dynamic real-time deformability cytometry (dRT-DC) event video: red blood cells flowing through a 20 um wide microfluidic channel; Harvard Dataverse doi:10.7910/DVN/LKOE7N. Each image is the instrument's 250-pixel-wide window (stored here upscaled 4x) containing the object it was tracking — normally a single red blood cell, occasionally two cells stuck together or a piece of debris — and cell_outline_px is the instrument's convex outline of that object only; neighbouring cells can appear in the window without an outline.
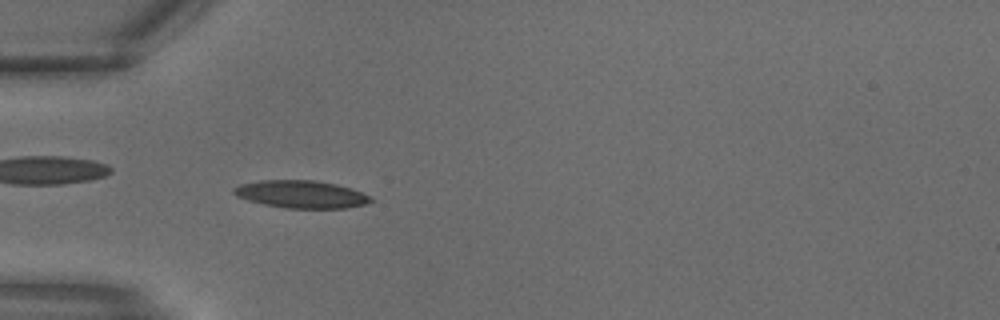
{"species": "common noctule bat (a hibernating species)", "species_latin": "Nyctalus noctula", "temperature_condition": "warm", "stored_images_in_passage": 5, "camera_frame_rate_fps": 3000, "um_per_image_px": 0.085, "animal": {"sex": "male", "body_mass_g": 18.8}, "frame": {"image": 1, "passage_image": 3, "time_ms": 0.667, "image_size_px": [1000, 320], "cell_outline_px": [[372, 200], [368, 204], [344, 208], [288, 208], [264, 204], [248, 200], [236, 196], [232, 192], [232, 188], [240, 184], [260, 180], [312, 180], [336, 184], [352, 188], [368, 196]], "centroid_in_image_um": [25.57, 16.51], "position_along_channel_um": 59.4, "area_um2": 21.91}}
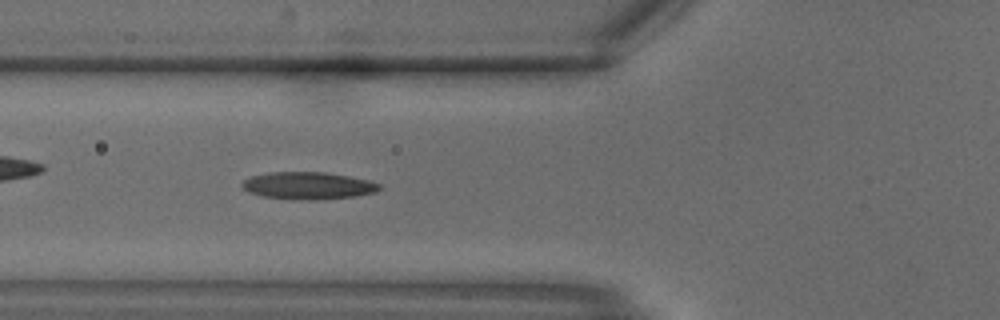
{"frame": {"image": 2, "passage_image": 5, "time_ms": 1.333, "image_size_px": [1000, 320], "cell_outline_px": [[380, 188], [376, 192], [356, 196], [308, 200], [264, 196], [248, 192], [240, 184], [244, 180], [252, 176], [272, 172], [324, 172], [348, 176], [368, 180], [380, 184]], "centroid_in_image_um": [26.2, 15.77], "position_along_channel_um": 99.6, "area_um2": 21.44}}